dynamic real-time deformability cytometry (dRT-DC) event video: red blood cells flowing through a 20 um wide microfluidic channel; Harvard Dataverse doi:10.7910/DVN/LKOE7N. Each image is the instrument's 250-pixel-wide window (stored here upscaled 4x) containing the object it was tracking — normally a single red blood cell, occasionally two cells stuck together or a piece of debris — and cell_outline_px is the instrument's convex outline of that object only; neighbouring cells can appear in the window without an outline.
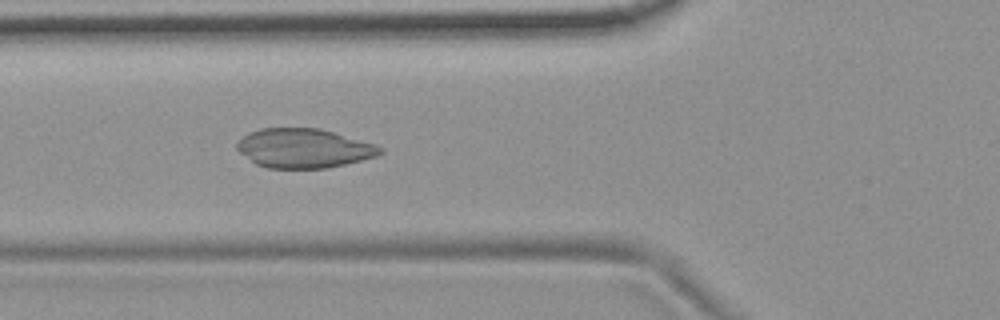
{"species": "common noctule bat (a hibernating species)", "species_latin": "Nyctalus noctula", "temperature_condition": "room temperature", "stored_images_in_passage": 54, "camera_frame_rate_fps": 3000, "um_per_image_px": 0.085, "animal": {"sex": "female", "body_mass_g": 19.9}, "frame": {"image": 1, "passage_image": 20, "time_ms": 6.333, "image_size_px": [1000, 320], "cell_outline_px": [[384, 152], [376, 156], [328, 168], [268, 168], [256, 164], [240, 152], [236, 148], [236, 144], [244, 136], [260, 128], [320, 128], [376, 144], [384, 148]], "centroid_in_image_um": [25.85, 12.6], "position_along_channel_um": 99.9, "area_um2": 32.6}}
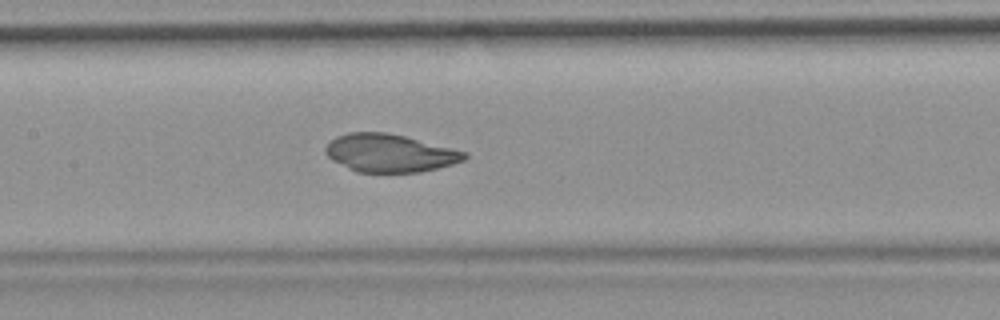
{"frame": {"image": 2, "passage_image": 26, "time_ms": 8.333, "image_size_px": [1000, 320], "cell_outline_px": [[468, 156], [464, 160], [452, 164], [420, 172], [356, 172], [332, 160], [324, 152], [324, 148], [336, 136], [348, 132], [388, 132], [468, 152]], "centroid_in_image_um": [33.11, 13.01], "position_along_channel_um": 174.3, "area_um2": 30.63}}
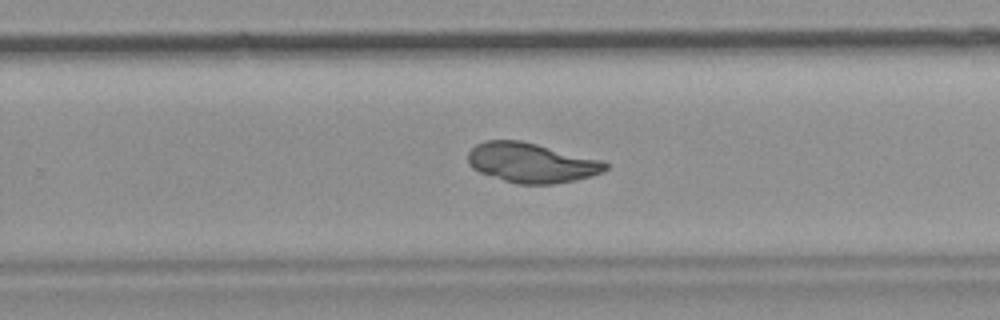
{"frame": {"image": 3, "passage_image": 35, "time_ms": 11.333, "image_size_px": [1000, 320], "cell_outline_px": [[608, 168], [604, 172], [592, 176], [576, 180], [552, 184], [516, 184], [480, 172], [472, 168], [468, 164], [468, 152], [476, 144], [484, 140], [520, 140], [604, 160], [608, 164]], "centroid_in_image_um": [45.2, 13.83], "position_along_channel_um": 284.6, "area_um2": 32.02}}